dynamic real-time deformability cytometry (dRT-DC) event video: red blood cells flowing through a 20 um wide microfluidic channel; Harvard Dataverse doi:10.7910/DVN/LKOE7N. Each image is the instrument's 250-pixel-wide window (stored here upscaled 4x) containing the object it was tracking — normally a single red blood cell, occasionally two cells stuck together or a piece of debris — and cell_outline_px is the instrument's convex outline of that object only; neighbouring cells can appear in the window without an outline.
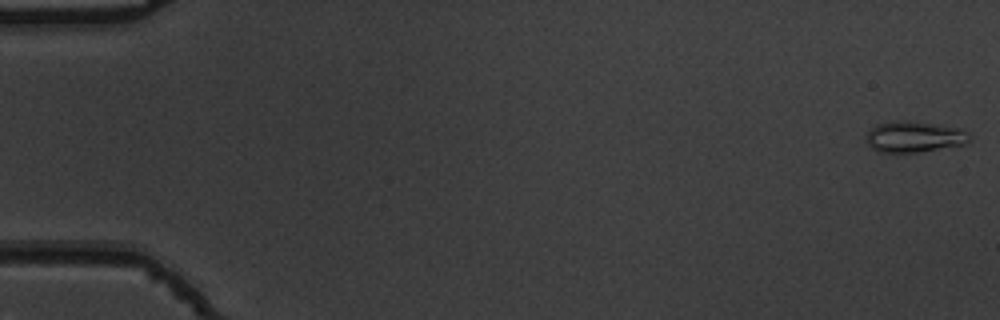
{"species": "common noctule bat (a hibernating species)", "species_latin": "Nyctalus noctula", "temperature_condition": "warm", "stored_images_in_passage": 54, "camera_frame_rate_fps": 3000, "um_per_image_px": 0.085, "animal": {"sex": "male", "body_mass_g": 19.5, "forearm_length_mm": 54.6}, "frame": {"image": 1, "passage_image": 1, "time_ms": 0.0, "image_size_px": [1000, 320], "cell_outline_px": [[968, 140], [964, 144], [916, 152], [880, 152], [872, 148], [868, 144], [864, 136], [876, 124], [900, 120], [904, 120], [964, 128], [968, 132]], "centroid_in_image_um": [77.68, 11.61], "position_along_channel_um": 7.3, "area_um2": 18.5}}
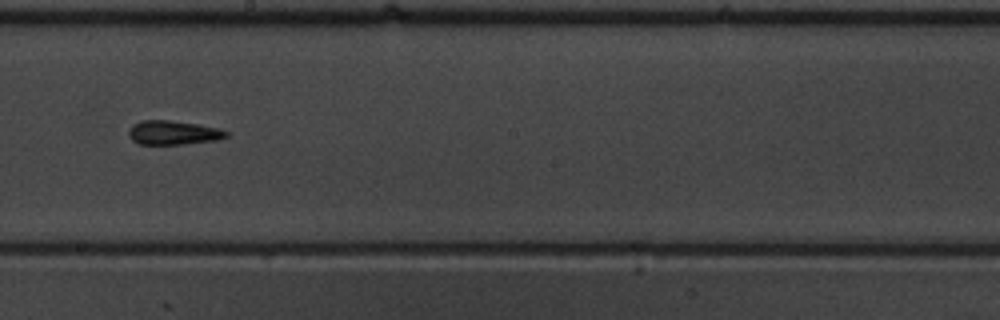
{"frame": {"image": 2, "passage_image": 31, "time_ms": 10.0, "image_size_px": [1000, 320], "cell_outline_px": [[228, 136], [216, 140], [180, 144], [140, 144], [132, 140], [128, 136], [128, 128], [132, 124], [140, 120], [168, 120], [196, 124], [220, 128], [228, 132]], "centroid_in_image_um": [14.68, 11.27], "position_along_channel_um": 233.5, "area_um2": 13.7}}
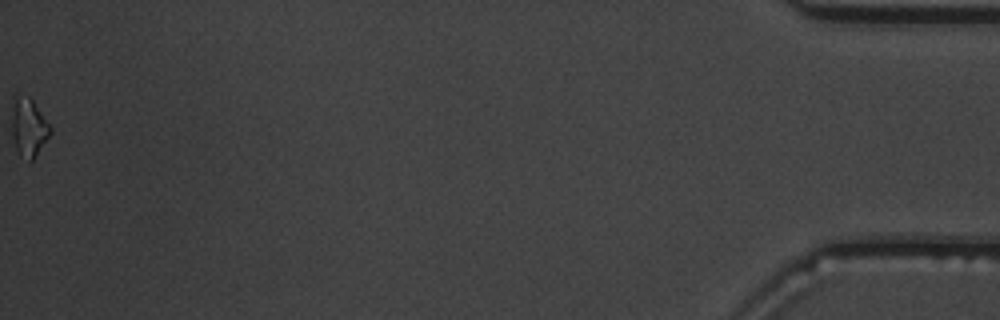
{"frame": {"image": 3, "passage_image": 54, "time_ms": 17.667, "image_size_px": [1000, 320], "cell_outline_px": [[52, 132], [32, 160], [28, 160], [20, 156], [16, 148], [12, 136], [12, 96], [28, 96], [32, 100], [52, 128]], "centroid_in_image_um": [2.42, 10.81], "position_along_channel_um": 432.8, "area_um2": 12.95}, "authors_computed_cell_mechanics": {"area_um2": 13.4385, "velocity_mm_per_s": 3.8549, "shape_relaxation_time_tau1_ms": 8.5582, "shape_relaxation_time_tau2_ms": 7.0954, "deformation_change_tau1": 0.1778, "deformation_change_tau2": 0.1535}}